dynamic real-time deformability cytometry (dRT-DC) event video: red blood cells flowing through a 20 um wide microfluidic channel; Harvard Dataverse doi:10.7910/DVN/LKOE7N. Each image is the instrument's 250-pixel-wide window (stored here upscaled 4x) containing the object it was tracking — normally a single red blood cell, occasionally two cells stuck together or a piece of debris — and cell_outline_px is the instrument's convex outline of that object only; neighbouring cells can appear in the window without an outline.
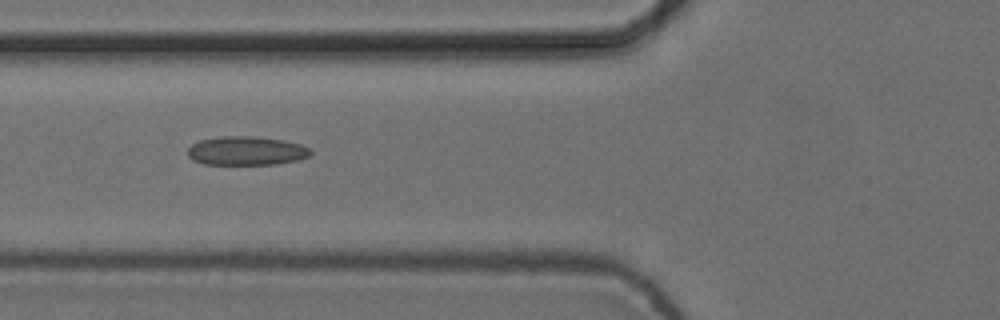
{"species": "common noctule bat (a hibernating species)", "species_latin": "Nyctalus noctula", "temperature_condition": "cold", "stored_images_in_passage": 10, "camera_frame_rate_fps": 3000, "um_per_image_px": 0.085, "animal": {"sex": "female", "body_mass_g": 24.6, "forearm_length_mm": 56.2}, "frame": {"image": 1, "passage_image": 5, "time_ms": 1.333, "image_size_px": [1000, 320], "cell_outline_px": [[312, 156], [300, 160], [276, 164], [204, 164], [192, 160], [188, 156], [188, 148], [192, 144], [200, 140], [220, 136], [252, 136], [280, 140], [300, 144], [312, 148]], "centroid_in_image_um": [20.97, 12.82], "position_along_channel_um": 104.8, "area_um2": 20.81}}
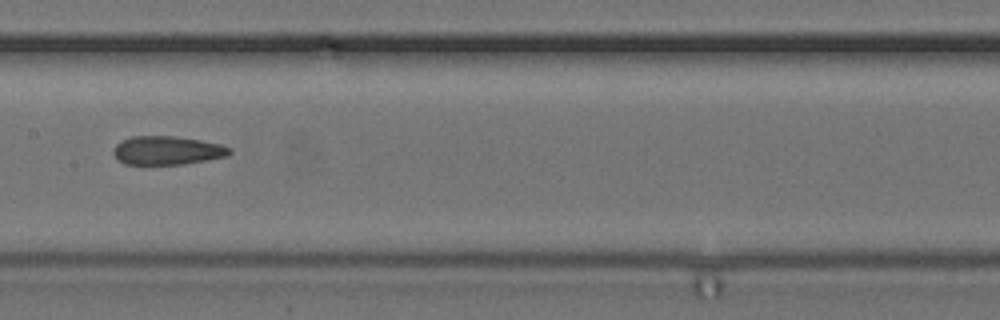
{"frame": {"image": 2, "passage_image": 7, "time_ms": 2.0, "image_size_px": [1000, 320], "cell_outline_px": [[232, 152], [228, 156], [184, 164], [124, 164], [112, 152], [112, 148], [120, 140], [132, 136], [172, 136], [200, 140], [220, 144], [232, 148]], "centroid_in_image_um": [14.21, 12.78], "position_along_channel_um": 193.2, "area_um2": 19.42}}
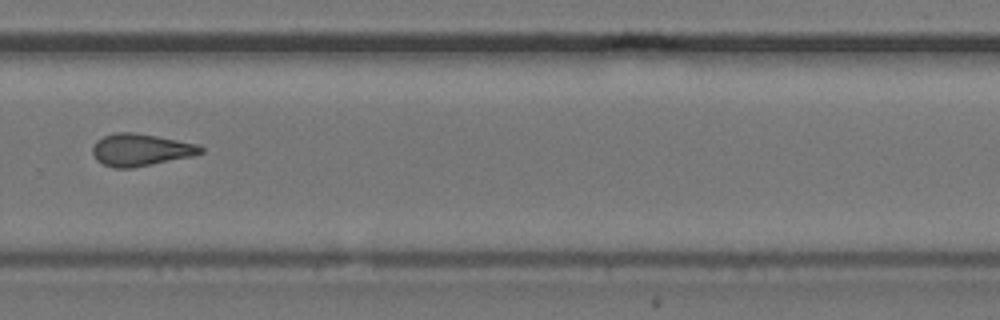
{"frame": {"image": 3, "passage_image": 10, "time_ms": 3.0, "image_size_px": [1000, 320], "cell_outline_px": [[204, 152], [192, 156], [132, 168], [112, 168], [96, 160], [92, 152], [92, 148], [96, 140], [104, 136], [116, 132], [132, 132], [156, 136], [196, 144], [204, 148]], "centroid_in_image_um": [11.93, 12.74], "position_along_channel_um": 317.9, "area_um2": 20.17}}